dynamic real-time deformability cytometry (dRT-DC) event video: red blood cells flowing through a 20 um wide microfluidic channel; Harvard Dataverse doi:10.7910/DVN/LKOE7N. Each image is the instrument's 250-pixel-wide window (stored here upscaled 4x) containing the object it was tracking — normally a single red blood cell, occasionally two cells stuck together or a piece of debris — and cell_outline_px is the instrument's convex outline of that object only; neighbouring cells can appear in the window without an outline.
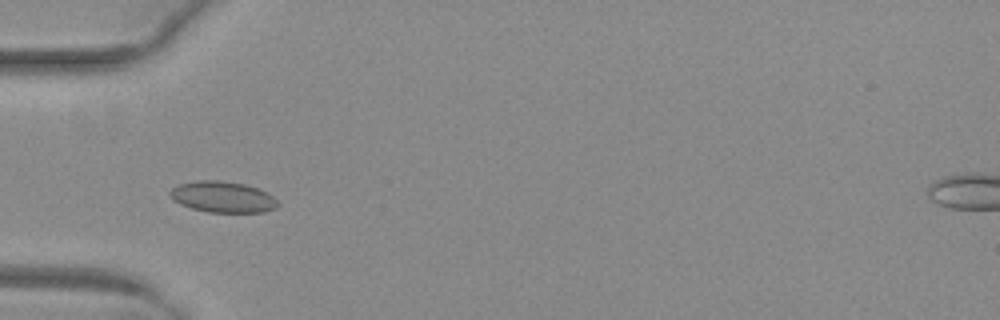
{"species": "common noctule bat (a hibernating species)", "species_latin": "Nyctalus noctula", "temperature_condition": "warm", "stored_images_in_passage": 48, "camera_frame_rate_fps": 3000, "um_per_image_px": 0.085, "animal": {"sex": "female", "body_mass_g": 29.2, "forearm_length_mm": 56.3}, "frame": {"image": 1, "passage_image": 13, "time_ms": 4.0, "image_size_px": [1000, 320], "cell_outline_px": [[280, 204], [276, 208], [264, 212], [208, 212], [192, 208], [180, 204], [172, 200], [168, 196], [168, 192], [172, 188], [180, 184], [196, 180], [220, 180], [244, 184], [268, 192]], "centroid_in_image_um": [18.91, 16.74], "position_along_channel_um": 66.1, "area_um2": 19.65}}
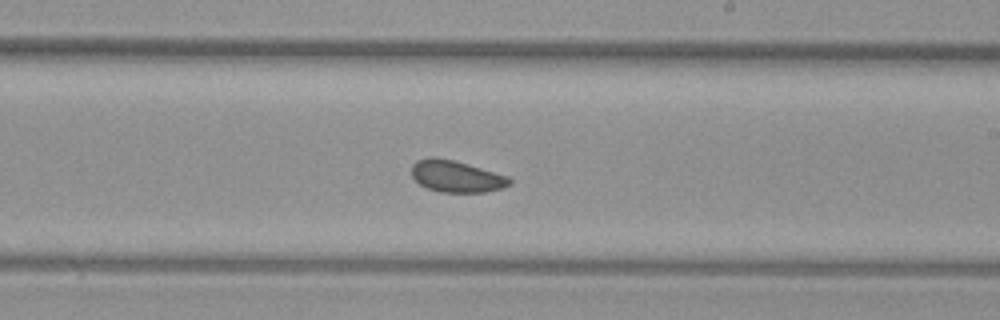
{"frame": {"image": 2, "passage_image": 27, "time_ms": 8.667, "image_size_px": [1000, 320], "cell_outline_px": [[512, 184], [504, 188], [484, 192], [440, 192], [428, 188], [420, 184], [412, 176], [412, 164], [416, 160], [428, 156], [436, 156], [468, 164], [508, 176], [512, 180]], "centroid_in_image_um": [38.79, 14.98], "position_along_channel_um": 250.2, "area_um2": 18.21}}
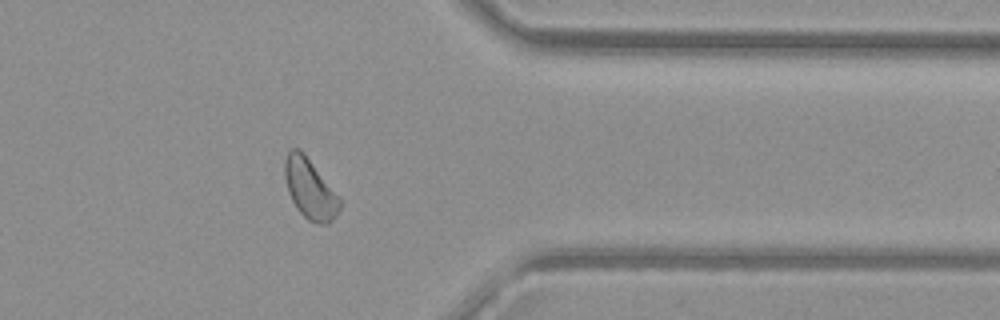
{"frame": {"image": 3, "passage_image": 38, "time_ms": 12.333, "image_size_px": [1000, 320], "cell_outline_px": [[340, 208], [336, 216], [328, 224], [316, 224], [308, 220], [296, 208], [288, 192], [284, 176], [284, 160], [288, 152], [292, 148], [300, 148], [304, 152], [340, 196]], "centroid_in_image_um": [26.35, 16.04], "position_along_channel_um": 385.1, "area_um2": 19.54}, "authors_computed_cell_mechanics": {"area_um2": 19.0162, "velocity_mm_per_s": 3.9762, "shape_relaxation_time_tau1_ms": null, "shape_relaxation_time_tau2_ms": 3.7687, "deformation_change_tau1": null, "deformation_change_tau2": 0.0801}}